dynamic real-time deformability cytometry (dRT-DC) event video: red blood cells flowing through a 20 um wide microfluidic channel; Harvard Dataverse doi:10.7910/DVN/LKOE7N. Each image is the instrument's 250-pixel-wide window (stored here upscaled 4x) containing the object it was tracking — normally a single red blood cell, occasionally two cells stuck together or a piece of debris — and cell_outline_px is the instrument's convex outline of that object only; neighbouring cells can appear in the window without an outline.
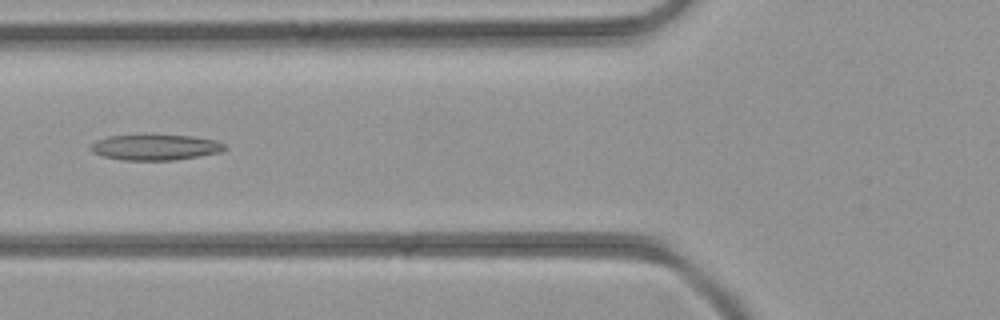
{"species": "common noctule bat (a hibernating species)", "species_latin": "Nyctalus noctula", "temperature_condition": "room temperature", "stored_images_in_passage": 43, "camera_frame_rate_fps": 3000, "um_per_image_px": 0.085, "animal": {"sex": "female", "body_mass_g": 21.9}, "frame": {"image": 1, "passage_image": 17, "time_ms": 5.333, "image_size_px": [1000, 320], "cell_outline_px": [[228, 148], [220, 152], [200, 156], [176, 160], [120, 160], [104, 156], [92, 152], [88, 148], [96, 140], [108, 136], [192, 136], [216, 140], [224, 144]], "centroid_in_image_um": [13.21, 12.54], "position_along_channel_um": 112.6, "area_um2": 19.83}}
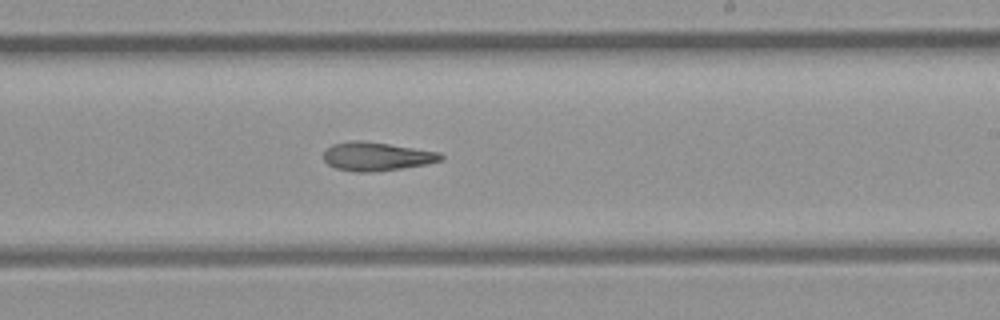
{"frame": {"image": 2, "passage_image": 26, "time_ms": 8.333, "image_size_px": [1000, 320], "cell_outline_px": [[444, 160], [428, 164], [404, 168], [372, 172], [352, 172], [336, 168], [328, 164], [324, 160], [324, 152], [332, 144], [352, 140], [360, 140], [388, 144], [440, 152], [444, 156]], "centroid_in_image_um": [32.03, 13.31], "position_along_channel_um": 257.0, "area_um2": 19.65}}
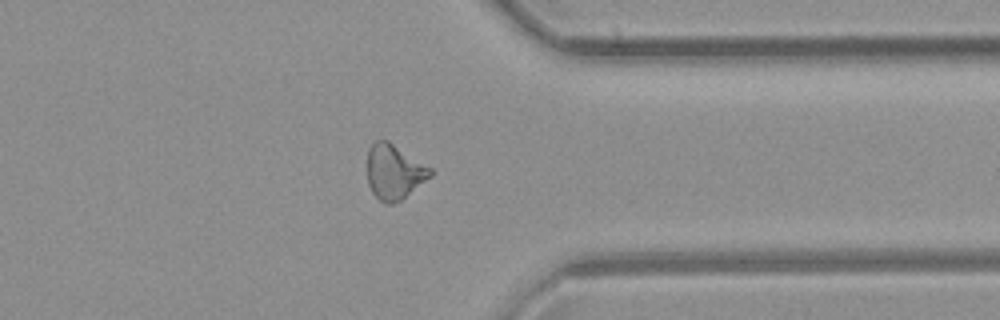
{"frame": {"image": 3, "passage_image": 34, "time_ms": 11.0, "image_size_px": [1000, 320], "cell_outline_px": [[432, 176], [400, 200], [392, 204], [384, 204], [372, 192], [368, 184], [368, 148], [376, 140], [388, 140], [432, 168]], "centroid_in_image_um": [33.5, 14.6], "position_along_channel_um": 377.9, "area_um2": 20.11}}